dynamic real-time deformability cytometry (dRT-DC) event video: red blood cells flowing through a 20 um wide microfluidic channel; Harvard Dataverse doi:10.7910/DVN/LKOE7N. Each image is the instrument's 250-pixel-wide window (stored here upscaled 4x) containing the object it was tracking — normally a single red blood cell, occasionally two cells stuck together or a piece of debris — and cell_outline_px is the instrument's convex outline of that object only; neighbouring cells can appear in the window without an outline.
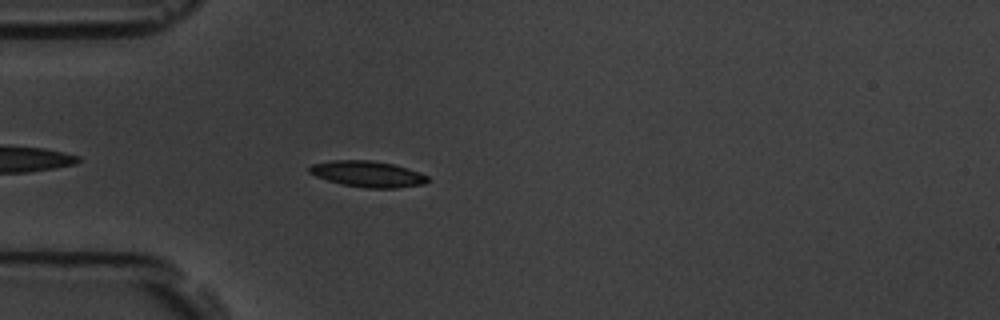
{"species": "common noctule bat (a hibernating species)", "species_latin": "Nyctalus noctula", "temperature_condition": "room temperature", "stored_images_in_passage": 5, "camera_frame_rate_fps": 3000, "um_per_image_px": 0.085, "animal": {"sex": "male", "body_mass_g": 19.5, "forearm_length_mm": 54.6}, "frame": {"image": 1, "passage_image": 5, "time_ms": 4.667, "image_size_px": [1000, 320], "cell_outline_px": [[428, 180], [424, 184], [396, 188], [368, 188], [340, 184], [316, 176], [308, 172], [308, 168], [312, 164], [332, 160], [372, 160], [392, 164], [408, 168], [420, 172], [428, 176]], "centroid_in_image_um": [31.25, 14.79], "position_along_channel_um": 53.8, "area_um2": 17.98}}